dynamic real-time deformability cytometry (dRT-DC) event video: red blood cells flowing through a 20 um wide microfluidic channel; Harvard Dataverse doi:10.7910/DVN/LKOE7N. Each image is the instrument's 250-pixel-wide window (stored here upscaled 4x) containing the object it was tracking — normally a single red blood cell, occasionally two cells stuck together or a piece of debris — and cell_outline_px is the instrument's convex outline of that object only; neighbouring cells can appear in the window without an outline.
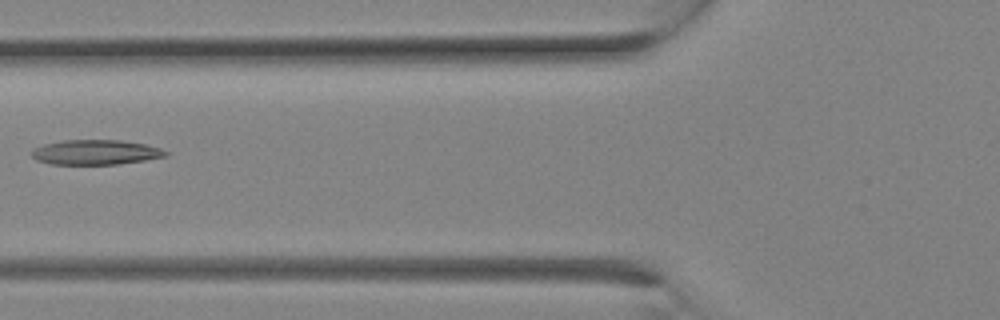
{"species": "Egyptian fruit bat (a non-hibernating species)", "species_latin": "Rousettus aegyptiacus", "temperature_condition": "room temperature", "stored_images_in_passage": 15, "camera_frame_rate_fps": 3000, "um_per_image_px": 0.085, "animal": {"sex": "female"}, "frame": {"image": 1, "passage_image": 11, "time_ms": 3.333, "image_size_px": [1000, 320], "cell_outline_px": [[168, 156], [144, 160], [116, 164], [52, 164], [36, 160], [32, 156], [32, 148], [44, 144], [64, 140], [120, 140], [144, 144], [160, 148], [168, 152]], "centroid_in_image_um": [8.11, 12.94], "position_along_channel_um": 117.7, "area_um2": 19.31}}
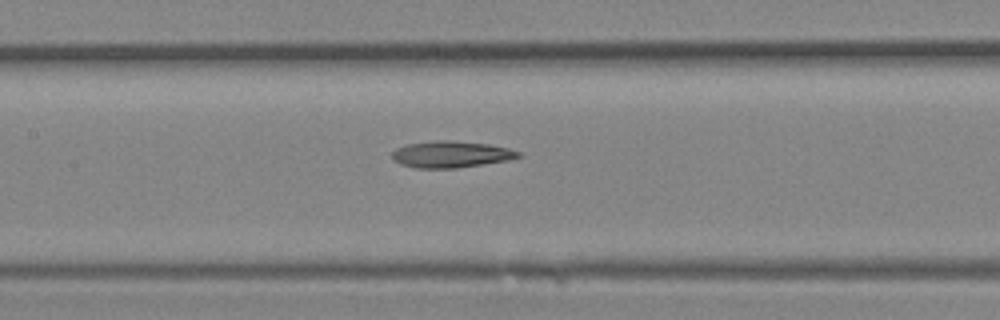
{"frame": {"image": 2, "passage_image": 13, "time_ms": 4.0, "image_size_px": [1000, 320], "cell_outline_px": [[524, 156], [508, 160], [456, 168], [416, 168], [400, 164], [392, 160], [392, 152], [396, 148], [408, 144], [436, 140], [440, 140], [488, 144], [508, 148], [520, 152]], "centroid_in_image_um": [38.32, 13.13], "position_along_channel_um": 169.1, "area_um2": 19.42}}
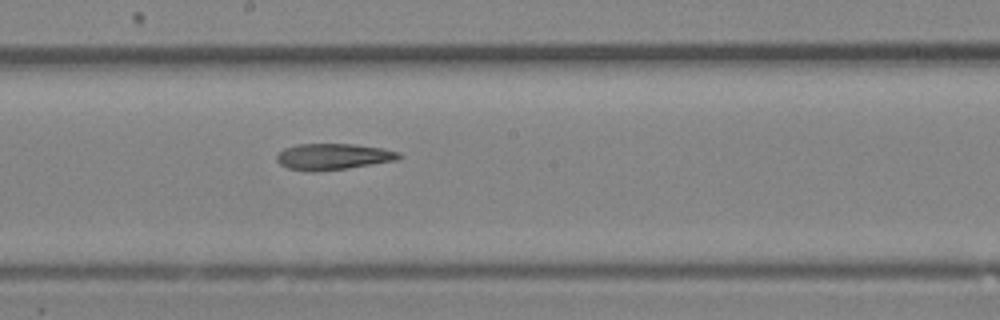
{"frame": {"image": 3, "passage_image": 15, "time_ms": 4.667, "image_size_px": [1000, 320], "cell_outline_px": [[404, 156], [396, 160], [348, 168], [316, 172], [308, 172], [288, 168], [280, 164], [276, 160], [276, 156], [284, 148], [296, 144], [352, 144], [384, 148], [400, 152]], "centroid_in_image_um": [28.31, 13.31], "position_along_channel_um": 219.9, "area_um2": 18.84}}